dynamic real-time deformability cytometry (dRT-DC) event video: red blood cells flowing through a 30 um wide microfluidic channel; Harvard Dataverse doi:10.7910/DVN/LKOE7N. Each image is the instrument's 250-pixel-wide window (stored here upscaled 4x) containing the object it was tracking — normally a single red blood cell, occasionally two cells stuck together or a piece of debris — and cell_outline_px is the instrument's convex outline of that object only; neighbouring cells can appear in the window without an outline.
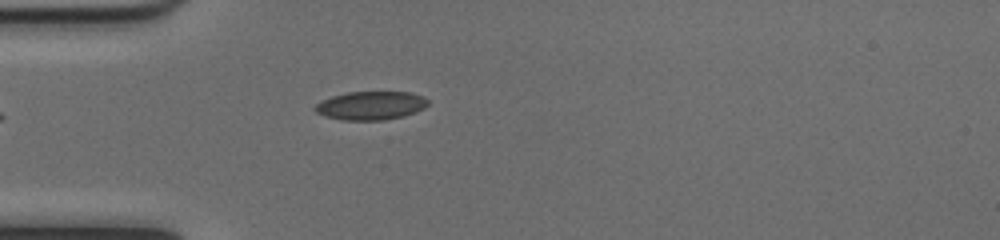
{"species": "common noctule bat (a hibernating species)", "species_latin": "Nyctalus noctula", "temperature_condition": "cold", "stored_images_in_passage": 5, "camera_frame_rate_fps": 3000, "um_per_image_px": 0.085, "animal": {"sex": "female", "body_mass_g": 17.0, "forearm_length_mm": 48.0}, "frame": {"image": 1, "passage_image": 1, "time_ms": 0.0, "image_size_px": [1000, 240], "cell_outline_px": [[428, 104], [424, 108], [416, 112], [404, 116], [384, 120], [340, 120], [324, 116], [316, 112], [312, 108], [320, 100], [332, 96], [348, 92], [412, 92], [424, 96], [428, 100]], "centroid_in_image_um": [31.51, 8.97], "position_along_channel_um": 53.5, "area_um2": 19.02}}